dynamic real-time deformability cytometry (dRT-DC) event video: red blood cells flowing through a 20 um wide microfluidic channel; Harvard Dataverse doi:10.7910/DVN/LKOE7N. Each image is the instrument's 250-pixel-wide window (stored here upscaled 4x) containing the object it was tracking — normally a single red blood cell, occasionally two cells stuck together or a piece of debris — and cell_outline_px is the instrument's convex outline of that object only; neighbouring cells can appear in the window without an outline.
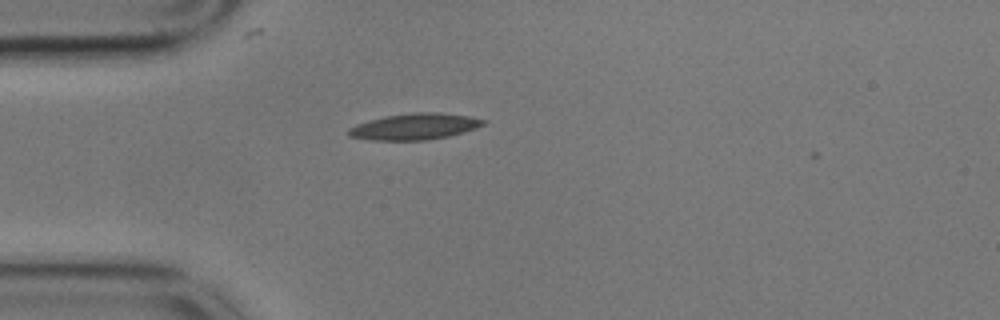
{"species": "common noctule bat (a hibernating species)", "species_latin": "Nyctalus noctula", "temperature_condition": "cold", "stored_images_in_passage": 38, "camera_frame_rate_fps": 3000, "um_per_image_px": 0.085, "animal": {"sex": "male", "body_mass_g": 17.9}, "frame": {"image": 1, "passage_image": 1, "time_ms": 0.0, "image_size_px": [1000, 320], "cell_outline_px": [[488, 120], [484, 124], [476, 128], [464, 132], [448, 136], [428, 140], [368, 140], [348, 136], [348, 128], [356, 124], [368, 120], [384, 116], [412, 112], [440, 112], [468, 116]], "centroid_in_image_um": [35.23, 10.75], "position_along_channel_um": 49.8, "area_um2": 20.81}}
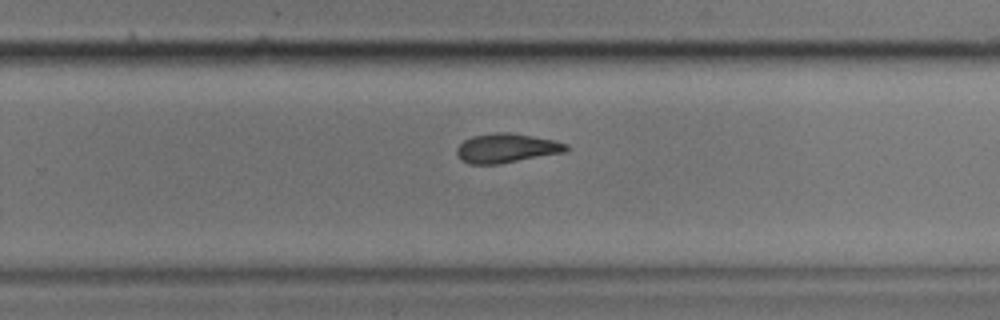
{"frame": {"image": 2, "passage_image": 22, "time_ms": 7.0, "image_size_px": [1000, 320], "cell_outline_px": [[568, 152], [500, 164], [468, 164], [460, 160], [456, 156], [456, 148], [464, 140], [472, 136], [496, 132], [508, 132], [532, 136], [552, 140], [568, 144]], "centroid_in_image_um": [43.04, 12.61], "position_along_channel_um": 286.8, "area_um2": 18.9}}
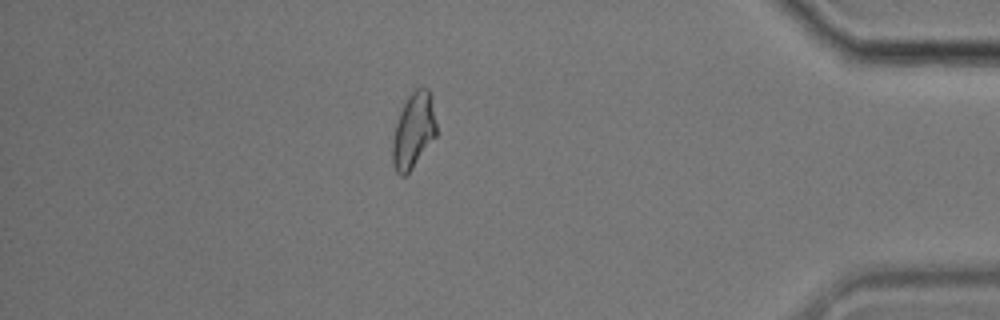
{"frame": {"image": 3, "passage_image": 35, "time_ms": 11.333, "image_size_px": [1000, 320], "cell_outline_px": [[436, 136], [412, 168], [404, 176], [400, 176], [396, 172], [392, 164], [392, 140], [396, 124], [400, 112], [408, 96], [416, 88], [428, 88], [436, 124]], "centroid_in_image_um": [35.12, 11.14], "position_along_channel_um": 400.1, "area_um2": 18.96}}